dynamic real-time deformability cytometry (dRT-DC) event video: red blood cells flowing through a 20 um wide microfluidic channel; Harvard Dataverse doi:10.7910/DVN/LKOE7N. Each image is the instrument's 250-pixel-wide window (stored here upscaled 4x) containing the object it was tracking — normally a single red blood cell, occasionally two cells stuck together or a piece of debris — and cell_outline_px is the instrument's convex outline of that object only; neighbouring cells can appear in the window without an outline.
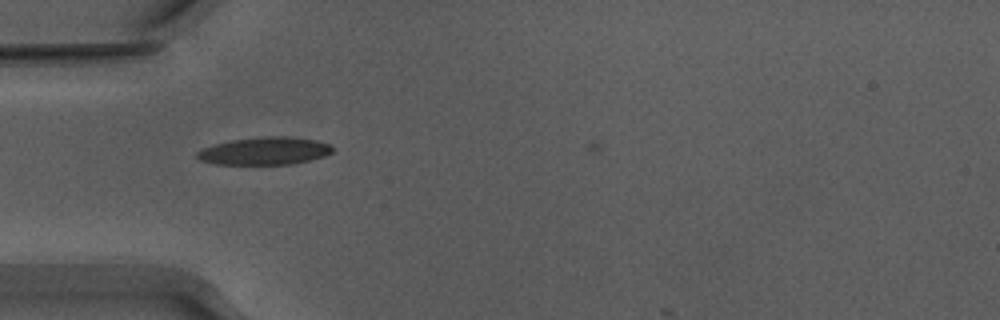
{"species": "Egyptian fruit bat (a non-hibernating species)", "species_latin": "Rousettus aegyptiacus", "temperature_condition": "warm", "stored_images_in_passage": 39, "camera_frame_rate_fps": 3000, "um_per_image_px": 0.085, "animal": {"sex": "male"}, "frame": {"image": 1, "passage_image": 7, "time_ms": 2.0, "image_size_px": [1000, 320], "cell_outline_px": [[336, 148], [332, 152], [324, 156], [292, 164], [216, 164], [200, 160], [196, 156], [196, 152], [204, 148], [216, 144], [232, 140], [264, 136], [288, 136], [316, 140], [332, 144]], "centroid_in_image_um": [22.55, 12.82], "position_along_channel_um": 62.5, "area_um2": 21.79}}
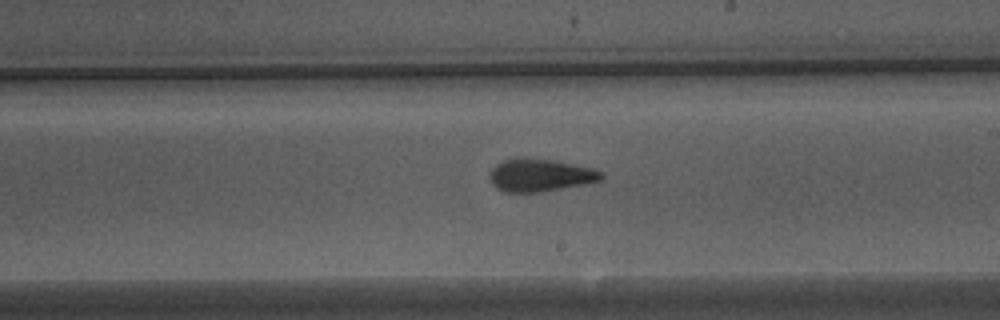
{"frame": {"image": 2, "passage_image": 21, "time_ms": 6.667, "image_size_px": [1000, 320], "cell_outline_px": [[604, 176], [600, 180], [584, 184], [544, 192], [504, 192], [496, 188], [492, 184], [488, 176], [492, 168], [496, 164], [504, 160], [516, 156], [552, 160], [592, 168], [604, 172]], "centroid_in_image_um": [45.87, 14.89], "position_along_channel_um": 243.1, "area_um2": 21.5}}
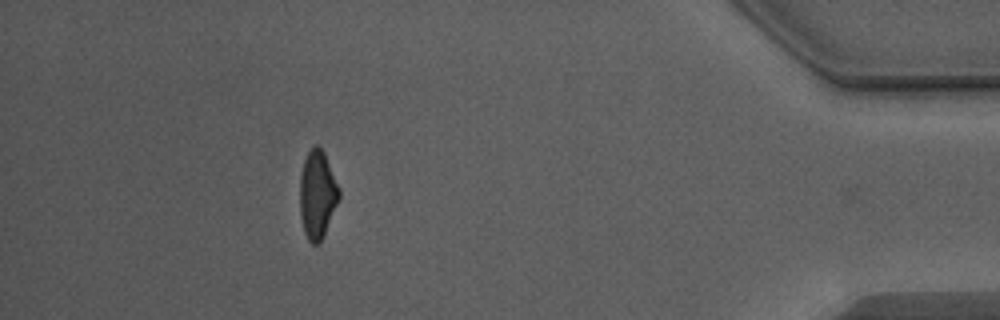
{"frame": {"image": 3, "passage_image": 38, "time_ms": 12.333, "image_size_px": [1000, 320], "cell_outline_px": [[340, 196], [324, 236], [316, 244], [312, 244], [308, 240], [304, 232], [300, 216], [300, 176], [304, 160], [308, 152], [316, 144], [324, 152], [340, 188]], "centroid_in_image_um": [26.98, 16.54], "position_along_channel_um": 408.2, "area_um2": 20.06}}